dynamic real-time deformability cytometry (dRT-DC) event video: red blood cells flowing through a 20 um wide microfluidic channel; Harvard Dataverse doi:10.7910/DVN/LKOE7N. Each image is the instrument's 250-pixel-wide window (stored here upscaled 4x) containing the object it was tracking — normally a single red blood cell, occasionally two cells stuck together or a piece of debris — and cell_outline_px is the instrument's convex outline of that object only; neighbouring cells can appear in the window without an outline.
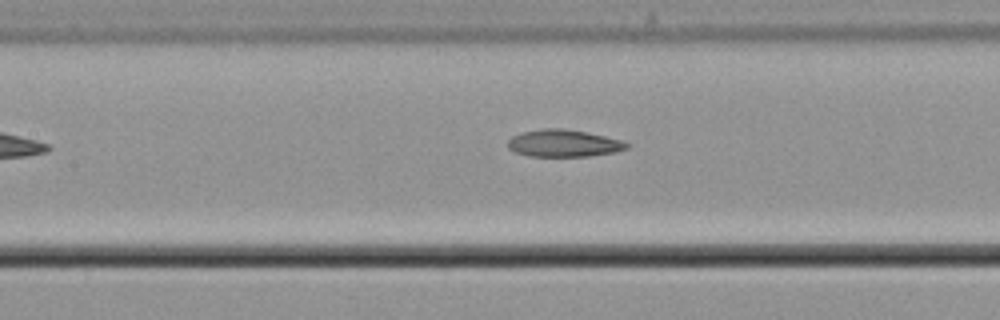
{"species": "common noctule bat (a hibernating species)", "species_latin": "Nyctalus noctula", "temperature_condition": "cold", "stored_images_in_passage": 17, "camera_frame_rate_fps": 3000, "um_per_image_px": 0.085, "animal": {"sex": "male", "body_mass_g": 21.5, "forearm_length_mm": 52.0}, "frame": {"image": 1, "passage_image": 12, "time_ms": 3.667, "image_size_px": [1000, 320], "cell_outline_px": [[632, 144], [628, 148], [616, 152], [588, 156], [528, 156], [516, 152], [508, 148], [508, 140], [512, 136], [524, 132], [544, 128], [564, 128], [604, 136], [620, 140]], "centroid_in_image_um": [47.92, 12.18], "position_along_channel_um": 159.5, "area_um2": 18.73}}
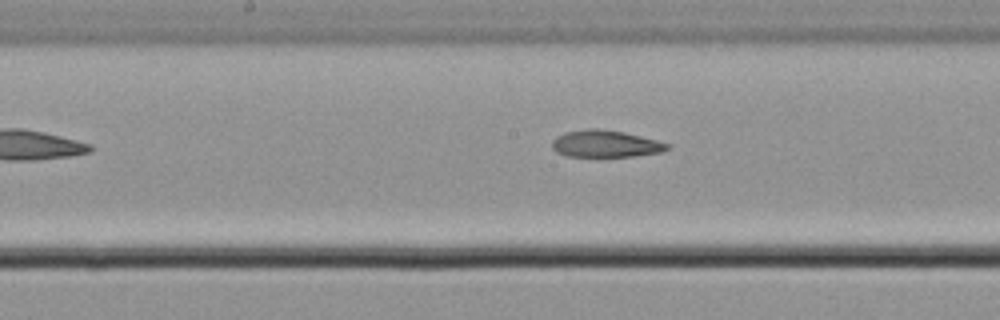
{"frame": {"image": 2, "passage_image": 15, "time_ms": 4.667, "image_size_px": [1000, 320], "cell_outline_px": [[672, 148], [664, 152], [636, 156], [568, 156], [556, 152], [552, 148], [552, 140], [556, 136], [564, 132], [588, 128], [596, 128], [624, 132], [672, 144]], "centroid_in_image_um": [51.5, 12.22], "position_along_channel_um": 196.7, "area_um2": 18.32}}